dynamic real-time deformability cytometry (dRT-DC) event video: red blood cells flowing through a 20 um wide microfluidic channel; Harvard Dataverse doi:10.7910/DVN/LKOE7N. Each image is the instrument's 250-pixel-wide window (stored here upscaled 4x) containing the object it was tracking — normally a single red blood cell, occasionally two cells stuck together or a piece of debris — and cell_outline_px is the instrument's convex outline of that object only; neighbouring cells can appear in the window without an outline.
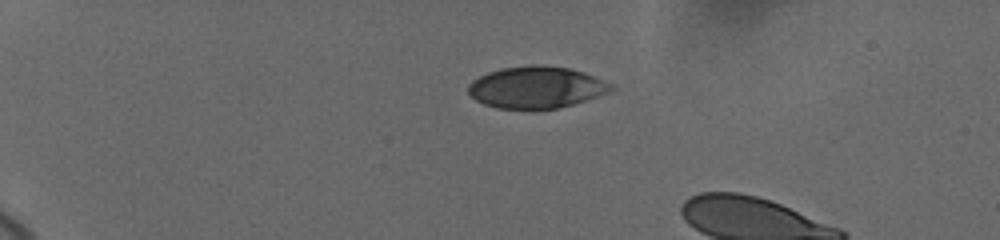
{"species": "human", "species_latin": "Homo sapiens", "temperature_condition": "cold", "stored_images_in_passage": 5, "camera_frame_rate_fps": 3000, "um_per_image_px": 0.085, "donor": {"sex": "female"}, "frame": {"image": 1, "passage_image": 1, "time_ms": 0.0, "image_size_px": [1000, 240], "cell_outline_px": [[616, 88], [608, 92], [572, 104], [556, 108], [496, 108], [484, 104], [476, 100], [468, 92], [468, 84], [472, 80], [488, 72], [504, 68], [536, 64], [568, 68], [584, 72], [612, 84]], "centroid_in_image_um": [45.56, 7.41], "position_along_channel_um": 39.4, "area_um2": 34.28}}